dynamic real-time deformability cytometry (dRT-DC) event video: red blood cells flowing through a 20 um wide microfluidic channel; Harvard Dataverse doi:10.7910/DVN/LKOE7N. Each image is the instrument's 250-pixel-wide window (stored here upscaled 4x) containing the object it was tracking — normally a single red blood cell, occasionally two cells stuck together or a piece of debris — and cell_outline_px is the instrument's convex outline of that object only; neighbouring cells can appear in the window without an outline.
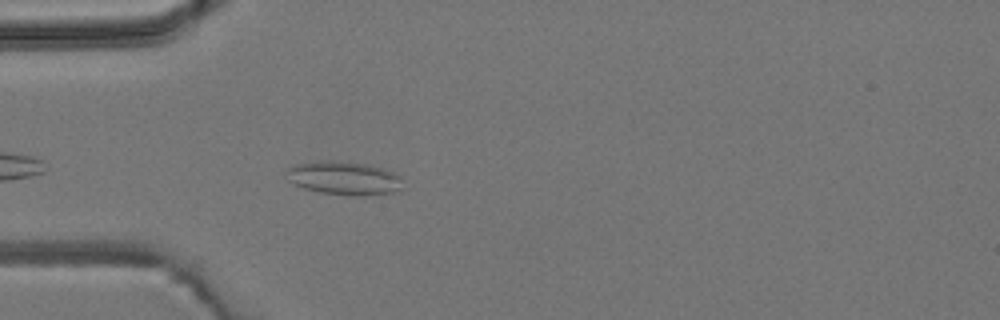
{"species": "common noctule bat (a hibernating species)", "species_latin": "Nyctalus noctula", "temperature_condition": "room temperature", "stored_images_in_passage": 4, "camera_frame_rate_fps": 3000, "um_per_image_px": 0.085, "animal": {"sex": "male", "body_mass_g": 19.2, "forearm_length_mm": 51.8}, "frame": {"image": 1, "passage_image": 4, "time_ms": 3.667, "image_size_px": [1000, 320], "cell_outline_px": [[400, 188], [396, 192], [360, 196], [356, 196], [320, 192], [304, 188], [292, 184], [288, 180], [288, 168], [292, 164], [316, 160], [332, 160], [364, 164], [380, 168], [392, 172], [400, 176]], "centroid_in_image_um": [29.17, 15.13], "position_along_channel_um": 55.8, "area_um2": 22.6}}